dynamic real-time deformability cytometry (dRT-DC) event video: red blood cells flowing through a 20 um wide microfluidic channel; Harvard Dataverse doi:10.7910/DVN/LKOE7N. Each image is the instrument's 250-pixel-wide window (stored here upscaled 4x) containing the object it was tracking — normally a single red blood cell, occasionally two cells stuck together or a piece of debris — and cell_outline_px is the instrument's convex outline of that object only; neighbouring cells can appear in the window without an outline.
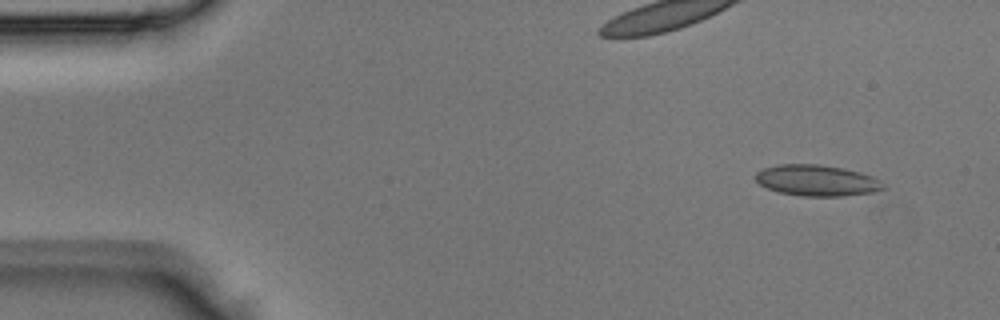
{"species": "Egyptian fruit bat (a non-hibernating species)", "species_latin": "Rousettus aegyptiacus", "temperature_condition": "room temperature", "stored_images_in_passage": 3, "camera_frame_rate_fps": 3000, "um_per_image_px": 0.085, "animal": {"sex": "male"}, "frame": {"image": 1, "passage_image": 1, "time_ms": 0.0, "image_size_px": [1000, 320], "cell_outline_px": [[888, 188], [872, 192], [840, 196], [800, 196], [776, 192], [760, 184], [756, 180], [756, 172], [764, 168], [780, 164], [820, 164], [844, 168], [860, 172], [872, 176], [880, 180]], "centroid_in_image_um": [69.45, 15.34], "position_along_channel_um": 15.6, "area_um2": 23.24}}